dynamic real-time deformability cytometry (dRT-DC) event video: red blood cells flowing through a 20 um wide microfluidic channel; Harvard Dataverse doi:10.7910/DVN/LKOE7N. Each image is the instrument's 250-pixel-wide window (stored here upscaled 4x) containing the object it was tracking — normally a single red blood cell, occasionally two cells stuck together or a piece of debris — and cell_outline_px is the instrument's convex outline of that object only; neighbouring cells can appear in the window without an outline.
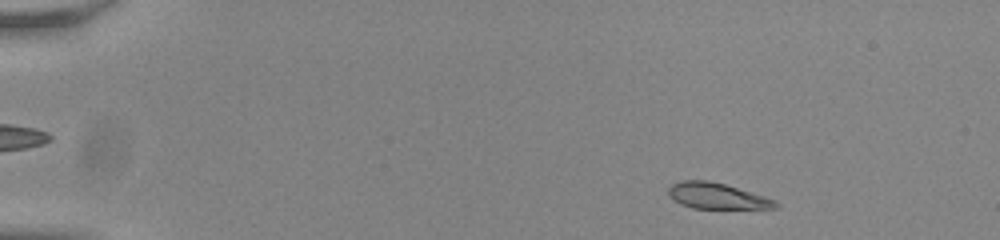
{"species": "common noctule bat (a hibernating species)", "species_latin": "Nyctalus noctula", "temperature_condition": "room temperature", "stored_images_in_passage": 51, "camera_frame_rate_fps": 3000, "um_per_image_px": 0.085, "animal": {"sex": "male", "body_mass_g": 20.0, "forearm_length_mm": 53.3}, "frame": {"image": 1, "passage_image": 4, "time_ms": 1.0, "image_size_px": [1000, 240], "cell_outline_px": [[780, 208], [692, 208], [680, 204], [668, 196], [668, 188], [672, 184], [680, 180], [708, 180], [724, 184], [764, 196], [776, 200], [780, 204]], "centroid_in_image_um": [60.92, 16.65], "position_along_channel_um": 24.1, "area_um2": 16.18}}
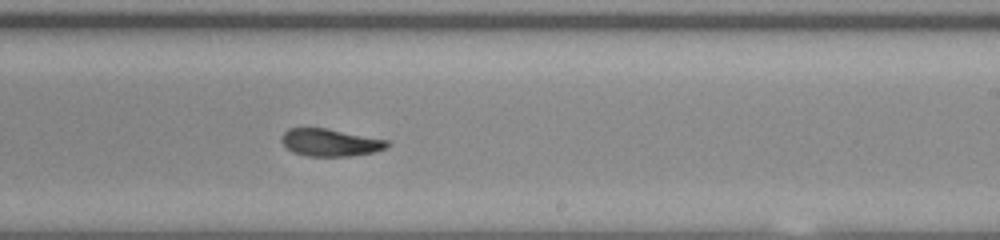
{"frame": {"image": 2, "passage_image": 31, "time_ms": 10.0, "image_size_px": [1000, 240], "cell_outline_px": [[392, 144], [384, 148], [372, 152], [348, 156], [308, 156], [292, 152], [280, 140], [280, 136], [288, 128], [324, 128], [388, 140]], "centroid_in_image_um": [28.03, 12.11], "position_along_channel_um": 261.0, "area_um2": 16.7}}
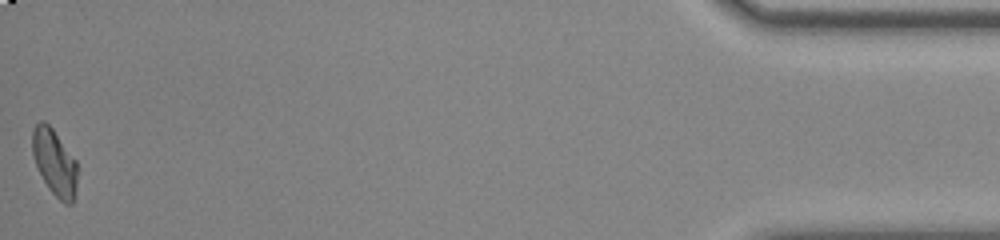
{"frame": {"image": 3, "passage_image": 51, "time_ms": 16.667, "image_size_px": [1000, 240], "cell_outline_px": [[76, 188], [72, 204], [64, 204], [48, 188], [36, 164], [32, 152], [32, 132], [36, 124], [40, 120], [44, 120], [52, 128], [76, 160]], "centroid_in_image_um": [4.63, 13.79], "position_along_channel_um": 430.6, "area_um2": 17.11}, "authors_computed_cell_mechanics": {"area_um2": 17.4556, "velocity_mm_per_s": 3.8059, "shape_relaxation_time_tau1_ms": 8.6576, "shape_relaxation_time_tau2_ms": 2.2316, "deformation_change_tau1": 0.2225, "deformation_change_tau2": 0.0598}}